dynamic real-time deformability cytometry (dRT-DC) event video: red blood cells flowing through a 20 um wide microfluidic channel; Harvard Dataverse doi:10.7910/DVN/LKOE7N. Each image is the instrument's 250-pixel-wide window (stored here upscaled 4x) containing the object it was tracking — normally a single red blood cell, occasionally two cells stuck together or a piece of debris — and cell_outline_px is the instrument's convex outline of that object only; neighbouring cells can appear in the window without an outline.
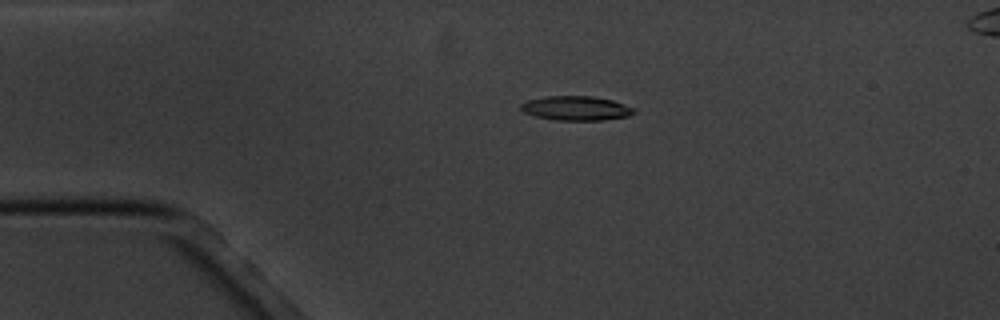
{"species": "common noctule bat (a hibernating species)", "species_latin": "Nyctalus noctula", "temperature_condition": "cold", "stored_images_in_passage": 4, "camera_frame_rate_fps": 3000, "um_per_image_px": 0.085, "animal": {"sex": "male", "body_mass_g": 20.1, "forearm_length_mm": 53.5}, "frame": {"image": 1, "passage_image": 2, "time_ms": 1.0, "image_size_px": [1000, 320], "cell_outline_px": [[636, 112], [628, 116], [604, 120], [556, 120], [536, 116], [524, 112], [520, 108], [520, 104], [528, 100], [544, 96], [592, 96], [612, 100], [636, 108]], "centroid_in_image_um": [48.99, 9.19], "position_along_channel_um": 36.0, "area_um2": 16.07}}